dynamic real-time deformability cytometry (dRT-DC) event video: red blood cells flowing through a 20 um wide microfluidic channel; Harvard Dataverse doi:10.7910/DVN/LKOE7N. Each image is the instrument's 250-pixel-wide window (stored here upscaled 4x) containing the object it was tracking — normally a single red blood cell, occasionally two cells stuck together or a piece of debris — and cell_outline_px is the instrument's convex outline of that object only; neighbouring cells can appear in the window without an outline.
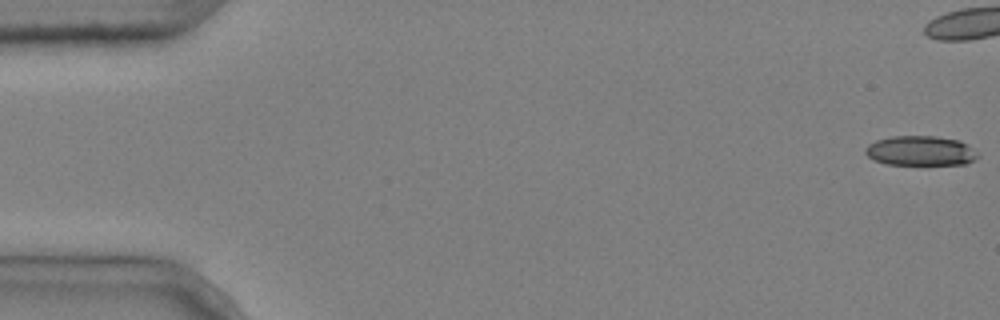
{"species": "common noctule bat (a hibernating species)", "species_latin": "Nyctalus noctula", "temperature_condition": "cold", "stored_images_in_passage": 5, "camera_frame_rate_fps": 3000, "um_per_image_px": 0.085, "animal": {"sex": "male", "body_mass_g": 20.4}, "frame": {"image": 1, "passage_image": 1, "time_ms": 0.0, "image_size_px": [1000, 320], "cell_outline_px": [[980, 156], [968, 164], [884, 164], [868, 156], [864, 152], [864, 148], [868, 144], [876, 140], [892, 136], [936, 136], [960, 140], [968, 144]], "centroid_in_image_um": [78.26, 12.81], "position_along_channel_um": 6.7, "area_um2": 19.59}}